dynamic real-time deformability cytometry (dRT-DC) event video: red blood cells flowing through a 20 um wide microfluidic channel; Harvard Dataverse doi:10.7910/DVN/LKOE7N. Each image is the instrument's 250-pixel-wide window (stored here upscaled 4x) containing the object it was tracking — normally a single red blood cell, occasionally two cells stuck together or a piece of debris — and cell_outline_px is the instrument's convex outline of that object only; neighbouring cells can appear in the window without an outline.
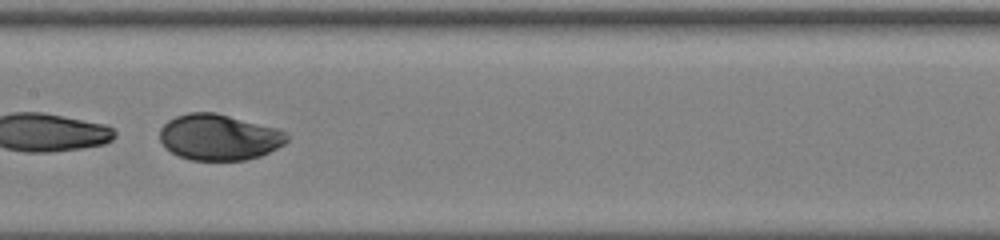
{"species": "human", "species_latin": "Homo sapiens", "temperature_condition": "warm", "stored_images_in_passage": 37, "camera_frame_rate_fps": 3000, "um_per_image_px": 0.085, "donor": {"sex": "male"}, "frame": {"image": 1, "passage_image": 27, "time_ms": 8.667, "image_size_px": [1000, 240], "cell_outline_px": [[288, 140], [284, 144], [260, 156], [244, 160], [192, 160], [180, 156], [164, 148], [160, 140], [160, 128], [168, 120], [176, 116], [188, 112], [216, 112], [280, 128], [288, 132]], "centroid_in_image_um": [18.63, 11.64], "position_along_channel_um": 188.8, "area_um2": 34.39}}
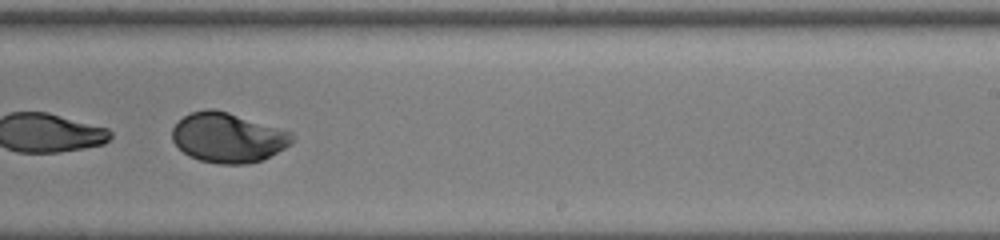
{"frame": {"image": 2, "passage_image": 33, "time_ms": 10.667, "image_size_px": [1000, 240], "cell_outline_px": [[292, 144], [260, 160], [248, 164], [220, 164], [200, 160], [188, 156], [172, 140], [172, 128], [184, 116], [192, 112], [208, 108], [212, 108], [228, 112], [292, 132]], "centroid_in_image_um": [19.35, 11.69], "position_along_channel_um": 269.6, "area_um2": 34.45}}